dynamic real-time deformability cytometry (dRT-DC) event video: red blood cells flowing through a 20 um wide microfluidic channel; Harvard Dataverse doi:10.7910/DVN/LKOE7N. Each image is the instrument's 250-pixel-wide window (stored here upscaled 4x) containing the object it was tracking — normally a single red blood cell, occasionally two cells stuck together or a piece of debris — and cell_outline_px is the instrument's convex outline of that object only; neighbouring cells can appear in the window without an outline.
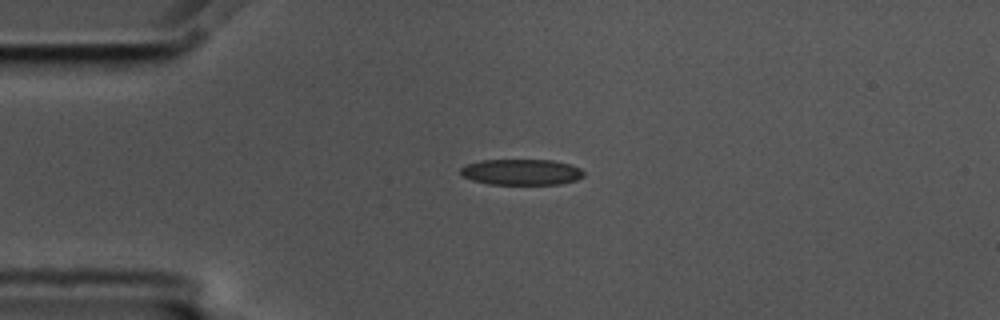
{"species": "common noctule bat (a hibernating species)", "species_latin": "Nyctalus noctula", "temperature_condition": "cold", "stored_images_in_passage": 44, "camera_frame_rate_fps": 3000, "um_per_image_px": 0.085, "animal": {"sex": "male", "body_mass_g": 17.5, "forearm_length_mm": 52.3}, "frame": {"image": 1, "passage_image": 1, "time_ms": 0.0, "image_size_px": [1000, 320], "cell_outline_px": [[584, 176], [576, 180], [560, 184], [488, 184], [472, 180], [464, 176], [460, 172], [460, 168], [468, 164], [480, 160], [552, 160], [568, 164], [580, 168], [584, 172]], "centroid_in_image_um": [44.32, 14.62], "position_along_channel_um": 40.7, "area_um2": 18.5}}
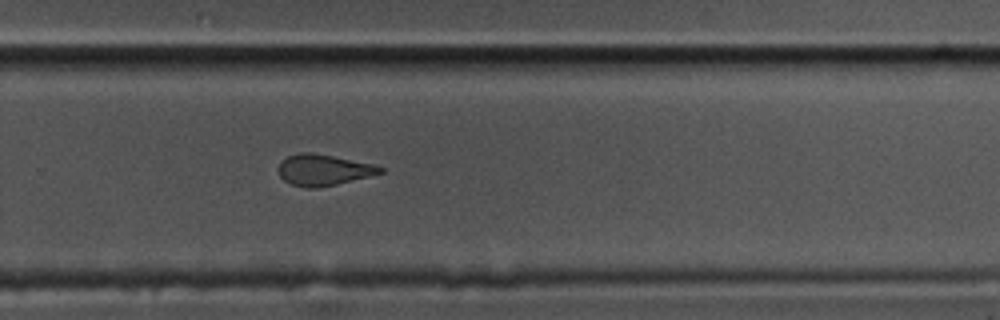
{"frame": {"image": 2, "passage_image": 25, "time_ms": 8.0, "image_size_px": [1000, 320], "cell_outline_px": [[384, 172], [372, 176], [320, 188], [304, 188], [292, 184], [284, 180], [280, 176], [276, 168], [288, 156], [300, 152], [312, 152], [376, 164], [384, 168]], "centroid_in_image_um": [27.53, 14.45], "position_along_channel_um": 302.3, "area_um2": 18.73}}
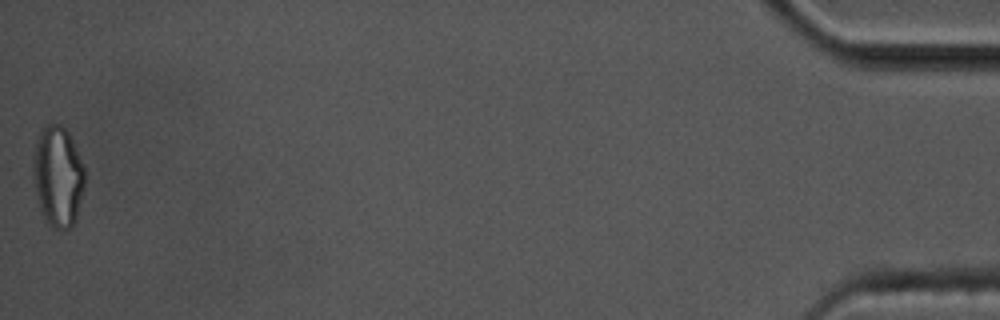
{"frame": {"image": 3, "passage_image": 44, "time_ms": 14.333, "image_size_px": [1000, 320], "cell_outline_px": [[84, 188], [76, 220], [72, 228], [60, 232], [52, 228], [48, 224], [40, 212], [32, 172], [32, 160], [36, 140], [40, 128], [48, 124], [60, 124], [68, 132], [84, 164]], "centroid_in_image_um": [4.91, 15.03], "position_along_channel_um": 430.3, "area_um2": 30.98}, "authors_computed_cell_mechanics": {"area_um2": 19.5653, "velocity_mm_per_s": 3.5638, "shape_relaxation_time_tau1_ms": null, "shape_relaxation_time_tau2_ms": 2.9047, "deformation_change_tau1": null, "deformation_change_tau2": 0.1063}}